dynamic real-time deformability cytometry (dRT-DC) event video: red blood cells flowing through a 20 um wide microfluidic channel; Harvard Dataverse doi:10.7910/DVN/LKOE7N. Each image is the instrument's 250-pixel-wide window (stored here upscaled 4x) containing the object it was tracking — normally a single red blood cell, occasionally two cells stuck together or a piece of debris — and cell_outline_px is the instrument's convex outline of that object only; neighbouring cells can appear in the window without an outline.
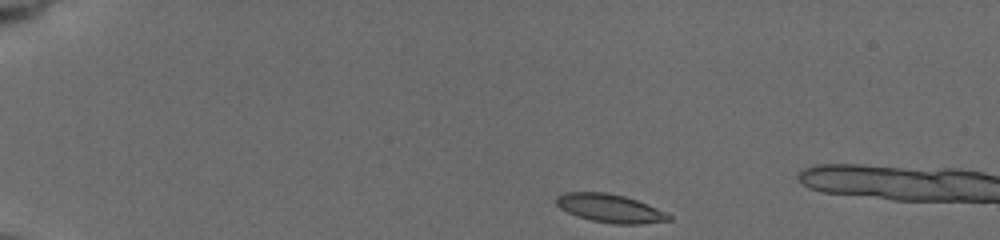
{"species": "common noctule bat (a hibernating species)", "species_latin": "Nyctalus noctula", "temperature_condition": "cold", "stored_images_in_passage": 8, "camera_frame_rate_fps": 3000, "um_per_image_px": 0.085, "animal": {"sex": "female", "body_mass_g": 19.5, "forearm_length_mm": 54.1}, "frame": {"image": 1, "passage_image": 1, "time_ms": 0.0, "image_size_px": [1000, 240], "cell_outline_px": [[672, 220], [640, 224], [612, 224], [592, 220], [576, 216], [560, 208], [556, 204], [556, 196], [564, 192], [608, 192], [624, 196], [636, 200], [656, 208], [672, 216]], "centroid_in_image_um": [51.83, 17.7], "position_along_channel_um": 33.2, "area_um2": 18.55}}